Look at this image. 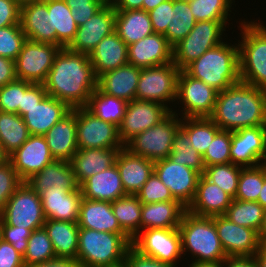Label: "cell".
Segmentation results:
<instances>
[{
    "label": "cell",
    "mask_w": 266,
    "mask_h": 267,
    "mask_svg": "<svg viewBox=\"0 0 266 267\" xmlns=\"http://www.w3.org/2000/svg\"><path fill=\"white\" fill-rule=\"evenodd\" d=\"M97 80L88 54L71 52L65 47L55 56L43 85L49 96L73 109L86 107L97 88Z\"/></svg>",
    "instance_id": "cell-1"
},
{
    "label": "cell",
    "mask_w": 266,
    "mask_h": 267,
    "mask_svg": "<svg viewBox=\"0 0 266 267\" xmlns=\"http://www.w3.org/2000/svg\"><path fill=\"white\" fill-rule=\"evenodd\" d=\"M209 118L227 131L266 125V90L240 81L218 92Z\"/></svg>",
    "instance_id": "cell-2"
},
{
    "label": "cell",
    "mask_w": 266,
    "mask_h": 267,
    "mask_svg": "<svg viewBox=\"0 0 266 267\" xmlns=\"http://www.w3.org/2000/svg\"><path fill=\"white\" fill-rule=\"evenodd\" d=\"M189 76L204 81L218 92L239 83V44L225 42L206 51L183 69Z\"/></svg>",
    "instance_id": "cell-3"
},
{
    "label": "cell",
    "mask_w": 266,
    "mask_h": 267,
    "mask_svg": "<svg viewBox=\"0 0 266 267\" xmlns=\"http://www.w3.org/2000/svg\"><path fill=\"white\" fill-rule=\"evenodd\" d=\"M132 239L126 233L79 228L77 260L81 267H107L124 262Z\"/></svg>",
    "instance_id": "cell-4"
},
{
    "label": "cell",
    "mask_w": 266,
    "mask_h": 267,
    "mask_svg": "<svg viewBox=\"0 0 266 267\" xmlns=\"http://www.w3.org/2000/svg\"><path fill=\"white\" fill-rule=\"evenodd\" d=\"M182 252L196 257L192 262H222L227 256L218 237L214 217L196 216L186 211L178 227Z\"/></svg>",
    "instance_id": "cell-5"
},
{
    "label": "cell",
    "mask_w": 266,
    "mask_h": 267,
    "mask_svg": "<svg viewBox=\"0 0 266 267\" xmlns=\"http://www.w3.org/2000/svg\"><path fill=\"white\" fill-rule=\"evenodd\" d=\"M242 42L239 41L240 80L266 90V26L241 21Z\"/></svg>",
    "instance_id": "cell-6"
},
{
    "label": "cell",
    "mask_w": 266,
    "mask_h": 267,
    "mask_svg": "<svg viewBox=\"0 0 266 267\" xmlns=\"http://www.w3.org/2000/svg\"><path fill=\"white\" fill-rule=\"evenodd\" d=\"M173 110L155 126L138 133L125 148L132 154L157 161L169 157L181 118Z\"/></svg>",
    "instance_id": "cell-7"
},
{
    "label": "cell",
    "mask_w": 266,
    "mask_h": 267,
    "mask_svg": "<svg viewBox=\"0 0 266 267\" xmlns=\"http://www.w3.org/2000/svg\"><path fill=\"white\" fill-rule=\"evenodd\" d=\"M226 24L227 20L197 21L189 34L173 47V63L183 70L206 51L222 43Z\"/></svg>",
    "instance_id": "cell-8"
},
{
    "label": "cell",
    "mask_w": 266,
    "mask_h": 267,
    "mask_svg": "<svg viewBox=\"0 0 266 267\" xmlns=\"http://www.w3.org/2000/svg\"><path fill=\"white\" fill-rule=\"evenodd\" d=\"M0 219L7 225L31 231L42 228L46 221L40 197L27 182L8 199Z\"/></svg>",
    "instance_id": "cell-9"
},
{
    "label": "cell",
    "mask_w": 266,
    "mask_h": 267,
    "mask_svg": "<svg viewBox=\"0 0 266 267\" xmlns=\"http://www.w3.org/2000/svg\"><path fill=\"white\" fill-rule=\"evenodd\" d=\"M180 69L173 63L142 68L136 89V99L166 106L177 99V78Z\"/></svg>",
    "instance_id": "cell-10"
},
{
    "label": "cell",
    "mask_w": 266,
    "mask_h": 267,
    "mask_svg": "<svg viewBox=\"0 0 266 267\" xmlns=\"http://www.w3.org/2000/svg\"><path fill=\"white\" fill-rule=\"evenodd\" d=\"M133 239L131 246L139 253L177 267L183 255L182 238L178 228L145 229Z\"/></svg>",
    "instance_id": "cell-11"
},
{
    "label": "cell",
    "mask_w": 266,
    "mask_h": 267,
    "mask_svg": "<svg viewBox=\"0 0 266 267\" xmlns=\"http://www.w3.org/2000/svg\"><path fill=\"white\" fill-rule=\"evenodd\" d=\"M61 47L26 40L15 60L17 79L43 84Z\"/></svg>",
    "instance_id": "cell-12"
},
{
    "label": "cell",
    "mask_w": 266,
    "mask_h": 267,
    "mask_svg": "<svg viewBox=\"0 0 266 267\" xmlns=\"http://www.w3.org/2000/svg\"><path fill=\"white\" fill-rule=\"evenodd\" d=\"M78 149L124 148L119 138V128L97 118L85 107L76 108Z\"/></svg>",
    "instance_id": "cell-13"
},
{
    "label": "cell",
    "mask_w": 266,
    "mask_h": 267,
    "mask_svg": "<svg viewBox=\"0 0 266 267\" xmlns=\"http://www.w3.org/2000/svg\"><path fill=\"white\" fill-rule=\"evenodd\" d=\"M217 94L218 91L204 81L180 70L177 78L176 100L180 99L179 101L184 105L181 118L209 117L213 113Z\"/></svg>",
    "instance_id": "cell-14"
},
{
    "label": "cell",
    "mask_w": 266,
    "mask_h": 267,
    "mask_svg": "<svg viewBox=\"0 0 266 267\" xmlns=\"http://www.w3.org/2000/svg\"><path fill=\"white\" fill-rule=\"evenodd\" d=\"M154 173L169 188L173 198L188 208L194 200L201 174L169 157L154 162Z\"/></svg>",
    "instance_id": "cell-15"
},
{
    "label": "cell",
    "mask_w": 266,
    "mask_h": 267,
    "mask_svg": "<svg viewBox=\"0 0 266 267\" xmlns=\"http://www.w3.org/2000/svg\"><path fill=\"white\" fill-rule=\"evenodd\" d=\"M115 26L116 10L109 2L77 28L74 39L66 48L89 55L104 37L115 32Z\"/></svg>",
    "instance_id": "cell-16"
},
{
    "label": "cell",
    "mask_w": 266,
    "mask_h": 267,
    "mask_svg": "<svg viewBox=\"0 0 266 267\" xmlns=\"http://www.w3.org/2000/svg\"><path fill=\"white\" fill-rule=\"evenodd\" d=\"M171 111L164 105L134 99L128 102L125 115L119 128V138L125 146L138 133H141L163 120Z\"/></svg>",
    "instance_id": "cell-17"
},
{
    "label": "cell",
    "mask_w": 266,
    "mask_h": 267,
    "mask_svg": "<svg viewBox=\"0 0 266 267\" xmlns=\"http://www.w3.org/2000/svg\"><path fill=\"white\" fill-rule=\"evenodd\" d=\"M266 154V125L231 131V163L256 167Z\"/></svg>",
    "instance_id": "cell-18"
},
{
    "label": "cell",
    "mask_w": 266,
    "mask_h": 267,
    "mask_svg": "<svg viewBox=\"0 0 266 267\" xmlns=\"http://www.w3.org/2000/svg\"><path fill=\"white\" fill-rule=\"evenodd\" d=\"M218 237L227 257L254 256L261 242L254 229L239 226L226 216H214Z\"/></svg>",
    "instance_id": "cell-19"
},
{
    "label": "cell",
    "mask_w": 266,
    "mask_h": 267,
    "mask_svg": "<svg viewBox=\"0 0 266 267\" xmlns=\"http://www.w3.org/2000/svg\"><path fill=\"white\" fill-rule=\"evenodd\" d=\"M8 157L24 182L55 160L44 135H30L21 147Z\"/></svg>",
    "instance_id": "cell-20"
},
{
    "label": "cell",
    "mask_w": 266,
    "mask_h": 267,
    "mask_svg": "<svg viewBox=\"0 0 266 267\" xmlns=\"http://www.w3.org/2000/svg\"><path fill=\"white\" fill-rule=\"evenodd\" d=\"M173 62V47L162 34L153 33L128 45V64L148 68Z\"/></svg>",
    "instance_id": "cell-21"
},
{
    "label": "cell",
    "mask_w": 266,
    "mask_h": 267,
    "mask_svg": "<svg viewBox=\"0 0 266 267\" xmlns=\"http://www.w3.org/2000/svg\"><path fill=\"white\" fill-rule=\"evenodd\" d=\"M20 25L26 40L56 45V30L51 28L47 0L22 5Z\"/></svg>",
    "instance_id": "cell-22"
},
{
    "label": "cell",
    "mask_w": 266,
    "mask_h": 267,
    "mask_svg": "<svg viewBox=\"0 0 266 267\" xmlns=\"http://www.w3.org/2000/svg\"><path fill=\"white\" fill-rule=\"evenodd\" d=\"M46 220L77 222L82 192H69L64 188L49 187L39 194Z\"/></svg>",
    "instance_id": "cell-23"
},
{
    "label": "cell",
    "mask_w": 266,
    "mask_h": 267,
    "mask_svg": "<svg viewBox=\"0 0 266 267\" xmlns=\"http://www.w3.org/2000/svg\"><path fill=\"white\" fill-rule=\"evenodd\" d=\"M76 130V108H73L44 135L55 160L71 161L78 150Z\"/></svg>",
    "instance_id": "cell-24"
},
{
    "label": "cell",
    "mask_w": 266,
    "mask_h": 267,
    "mask_svg": "<svg viewBox=\"0 0 266 267\" xmlns=\"http://www.w3.org/2000/svg\"><path fill=\"white\" fill-rule=\"evenodd\" d=\"M232 200L228 193L201 175L194 200L187 211L201 217L221 216L225 215Z\"/></svg>",
    "instance_id": "cell-25"
},
{
    "label": "cell",
    "mask_w": 266,
    "mask_h": 267,
    "mask_svg": "<svg viewBox=\"0 0 266 267\" xmlns=\"http://www.w3.org/2000/svg\"><path fill=\"white\" fill-rule=\"evenodd\" d=\"M72 109L64 102L48 94L22 116L31 135H45Z\"/></svg>",
    "instance_id": "cell-26"
},
{
    "label": "cell",
    "mask_w": 266,
    "mask_h": 267,
    "mask_svg": "<svg viewBox=\"0 0 266 267\" xmlns=\"http://www.w3.org/2000/svg\"><path fill=\"white\" fill-rule=\"evenodd\" d=\"M126 194L136 195L154 172V161L134 155L125 147L115 162Z\"/></svg>",
    "instance_id": "cell-27"
},
{
    "label": "cell",
    "mask_w": 266,
    "mask_h": 267,
    "mask_svg": "<svg viewBox=\"0 0 266 267\" xmlns=\"http://www.w3.org/2000/svg\"><path fill=\"white\" fill-rule=\"evenodd\" d=\"M88 56L98 78L107 71L128 64V45L114 32L104 37Z\"/></svg>",
    "instance_id": "cell-28"
},
{
    "label": "cell",
    "mask_w": 266,
    "mask_h": 267,
    "mask_svg": "<svg viewBox=\"0 0 266 267\" xmlns=\"http://www.w3.org/2000/svg\"><path fill=\"white\" fill-rule=\"evenodd\" d=\"M141 68L126 64L98 77L97 87L107 95L126 100L136 99V89Z\"/></svg>",
    "instance_id": "cell-29"
},
{
    "label": "cell",
    "mask_w": 266,
    "mask_h": 267,
    "mask_svg": "<svg viewBox=\"0 0 266 267\" xmlns=\"http://www.w3.org/2000/svg\"><path fill=\"white\" fill-rule=\"evenodd\" d=\"M121 149H78L70 161L77 184L80 186L89 177L115 165Z\"/></svg>",
    "instance_id": "cell-30"
},
{
    "label": "cell",
    "mask_w": 266,
    "mask_h": 267,
    "mask_svg": "<svg viewBox=\"0 0 266 267\" xmlns=\"http://www.w3.org/2000/svg\"><path fill=\"white\" fill-rule=\"evenodd\" d=\"M79 187L82 197L90 200L114 202L127 195L116 164L89 177Z\"/></svg>",
    "instance_id": "cell-31"
},
{
    "label": "cell",
    "mask_w": 266,
    "mask_h": 267,
    "mask_svg": "<svg viewBox=\"0 0 266 267\" xmlns=\"http://www.w3.org/2000/svg\"><path fill=\"white\" fill-rule=\"evenodd\" d=\"M79 228L108 233H125L115 217L111 202L82 198L77 220Z\"/></svg>",
    "instance_id": "cell-32"
},
{
    "label": "cell",
    "mask_w": 266,
    "mask_h": 267,
    "mask_svg": "<svg viewBox=\"0 0 266 267\" xmlns=\"http://www.w3.org/2000/svg\"><path fill=\"white\" fill-rule=\"evenodd\" d=\"M26 182L38 195L53 186L64 188L69 192L80 188L71 163L64 160H54Z\"/></svg>",
    "instance_id": "cell-33"
},
{
    "label": "cell",
    "mask_w": 266,
    "mask_h": 267,
    "mask_svg": "<svg viewBox=\"0 0 266 267\" xmlns=\"http://www.w3.org/2000/svg\"><path fill=\"white\" fill-rule=\"evenodd\" d=\"M186 211L178 200L142 204L141 230L178 228Z\"/></svg>",
    "instance_id": "cell-34"
},
{
    "label": "cell",
    "mask_w": 266,
    "mask_h": 267,
    "mask_svg": "<svg viewBox=\"0 0 266 267\" xmlns=\"http://www.w3.org/2000/svg\"><path fill=\"white\" fill-rule=\"evenodd\" d=\"M115 32L131 45L154 33L148 12L142 9L116 10Z\"/></svg>",
    "instance_id": "cell-35"
},
{
    "label": "cell",
    "mask_w": 266,
    "mask_h": 267,
    "mask_svg": "<svg viewBox=\"0 0 266 267\" xmlns=\"http://www.w3.org/2000/svg\"><path fill=\"white\" fill-rule=\"evenodd\" d=\"M45 228L56 257L77 258L79 226L77 222L46 220Z\"/></svg>",
    "instance_id": "cell-36"
},
{
    "label": "cell",
    "mask_w": 266,
    "mask_h": 267,
    "mask_svg": "<svg viewBox=\"0 0 266 267\" xmlns=\"http://www.w3.org/2000/svg\"><path fill=\"white\" fill-rule=\"evenodd\" d=\"M127 104L126 100L107 95L97 87L85 108L97 118L119 127L125 115Z\"/></svg>",
    "instance_id": "cell-37"
},
{
    "label": "cell",
    "mask_w": 266,
    "mask_h": 267,
    "mask_svg": "<svg viewBox=\"0 0 266 267\" xmlns=\"http://www.w3.org/2000/svg\"><path fill=\"white\" fill-rule=\"evenodd\" d=\"M47 7L51 28L56 30V45L65 48L74 39L78 26L64 0H47Z\"/></svg>",
    "instance_id": "cell-38"
},
{
    "label": "cell",
    "mask_w": 266,
    "mask_h": 267,
    "mask_svg": "<svg viewBox=\"0 0 266 267\" xmlns=\"http://www.w3.org/2000/svg\"><path fill=\"white\" fill-rule=\"evenodd\" d=\"M30 135L19 114L0 112V145L8 156L21 147Z\"/></svg>",
    "instance_id": "cell-39"
},
{
    "label": "cell",
    "mask_w": 266,
    "mask_h": 267,
    "mask_svg": "<svg viewBox=\"0 0 266 267\" xmlns=\"http://www.w3.org/2000/svg\"><path fill=\"white\" fill-rule=\"evenodd\" d=\"M111 207L120 227L131 239L141 232L142 203L136 195L118 198L111 202Z\"/></svg>",
    "instance_id": "cell-40"
},
{
    "label": "cell",
    "mask_w": 266,
    "mask_h": 267,
    "mask_svg": "<svg viewBox=\"0 0 266 267\" xmlns=\"http://www.w3.org/2000/svg\"><path fill=\"white\" fill-rule=\"evenodd\" d=\"M180 127L188 134L191 146L201 156L221 130L209 117L182 118Z\"/></svg>",
    "instance_id": "cell-41"
},
{
    "label": "cell",
    "mask_w": 266,
    "mask_h": 267,
    "mask_svg": "<svg viewBox=\"0 0 266 267\" xmlns=\"http://www.w3.org/2000/svg\"><path fill=\"white\" fill-rule=\"evenodd\" d=\"M265 209L257 201L233 199L224 216L231 222L260 232Z\"/></svg>",
    "instance_id": "cell-42"
},
{
    "label": "cell",
    "mask_w": 266,
    "mask_h": 267,
    "mask_svg": "<svg viewBox=\"0 0 266 267\" xmlns=\"http://www.w3.org/2000/svg\"><path fill=\"white\" fill-rule=\"evenodd\" d=\"M196 22L188 0H173L172 21L164 36L174 47L189 34Z\"/></svg>",
    "instance_id": "cell-43"
},
{
    "label": "cell",
    "mask_w": 266,
    "mask_h": 267,
    "mask_svg": "<svg viewBox=\"0 0 266 267\" xmlns=\"http://www.w3.org/2000/svg\"><path fill=\"white\" fill-rule=\"evenodd\" d=\"M169 158L203 175L205 166L202 156L193 149L188 134L180 127L174 137Z\"/></svg>",
    "instance_id": "cell-44"
},
{
    "label": "cell",
    "mask_w": 266,
    "mask_h": 267,
    "mask_svg": "<svg viewBox=\"0 0 266 267\" xmlns=\"http://www.w3.org/2000/svg\"><path fill=\"white\" fill-rule=\"evenodd\" d=\"M242 168L232 163L215 164L205 167L203 176L234 199L238 190V180Z\"/></svg>",
    "instance_id": "cell-45"
},
{
    "label": "cell",
    "mask_w": 266,
    "mask_h": 267,
    "mask_svg": "<svg viewBox=\"0 0 266 267\" xmlns=\"http://www.w3.org/2000/svg\"><path fill=\"white\" fill-rule=\"evenodd\" d=\"M55 251L44 227L32 231L23 256L25 266L55 258Z\"/></svg>",
    "instance_id": "cell-46"
},
{
    "label": "cell",
    "mask_w": 266,
    "mask_h": 267,
    "mask_svg": "<svg viewBox=\"0 0 266 267\" xmlns=\"http://www.w3.org/2000/svg\"><path fill=\"white\" fill-rule=\"evenodd\" d=\"M265 179V171L260 165L242 168L238 180V190L234 199L257 201Z\"/></svg>",
    "instance_id": "cell-47"
},
{
    "label": "cell",
    "mask_w": 266,
    "mask_h": 267,
    "mask_svg": "<svg viewBox=\"0 0 266 267\" xmlns=\"http://www.w3.org/2000/svg\"><path fill=\"white\" fill-rule=\"evenodd\" d=\"M196 21L228 20L234 0H188Z\"/></svg>",
    "instance_id": "cell-48"
},
{
    "label": "cell",
    "mask_w": 266,
    "mask_h": 267,
    "mask_svg": "<svg viewBox=\"0 0 266 267\" xmlns=\"http://www.w3.org/2000/svg\"><path fill=\"white\" fill-rule=\"evenodd\" d=\"M231 131L220 130L202 156L205 167L231 163Z\"/></svg>",
    "instance_id": "cell-49"
},
{
    "label": "cell",
    "mask_w": 266,
    "mask_h": 267,
    "mask_svg": "<svg viewBox=\"0 0 266 267\" xmlns=\"http://www.w3.org/2000/svg\"><path fill=\"white\" fill-rule=\"evenodd\" d=\"M26 36L21 25H10L0 28V56L16 60Z\"/></svg>",
    "instance_id": "cell-50"
},
{
    "label": "cell",
    "mask_w": 266,
    "mask_h": 267,
    "mask_svg": "<svg viewBox=\"0 0 266 267\" xmlns=\"http://www.w3.org/2000/svg\"><path fill=\"white\" fill-rule=\"evenodd\" d=\"M33 83L16 79L5 86L0 87V112L19 114L22 94Z\"/></svg>",
    "instance_id": "cell-51"
},
{
    "label": "cell",
    "mask_w": 266,
    "mask_h": 267,
    "mask_svg": "<svg viewBox=\"0 0 266 267\" xmlns=\"http://www.w3.org/2000/svg\"><path fill=\"white\" fill-rule=\"evenodd\" d=\"M142 204L175 200L158 176L153 172L143 187L136 193Z\"/></svg>",
    "instance_id": "cell-52"
},
{
    "label": "cell",
    "mask_w": 266,
    "mask_h": 267,
    "mask_svg": "<svg viewBox=\"0 0 266 267\" xmlns=\"http://www.w3.org/2000/svg\"><path fill=\"white\" fill-rule=\"evenodd\" d=\"M23 182L9 160L0 166V214L8 199Z\"/></svg>",
    "instance_id": "cell-53"
},
{
    "label": "cell",
    "mask_w": 266,
    "mask_h": 267,
    "mask_svg": "<svg viewBox=\"0 0 266 267\" xmlns=\"http://www.w3.org/2000/svg\"><path fill=\"white\" fill-rule=\"evenodd\" d=\"M70 8L77 26H81L90 19L106 2L104 0H64Z\"/></svg>",
    "instance_id": "cell-54"
},
{
    "label": "cell",
    "mask_w": 266,
    "mask_h": 267,
    "mask_svg": "<svg viewBox=\"0 0 266 267\" xmlns=\"http://www.w3.org/2000/svg\"><path fill=\"white\" fill-rule=\"evenodd\" d=\"M30 229H21L13 225H7L1 220V236L2 240L16 249L21 255L24 256L27 250L28 239L31 236Z\"/></svg>",
    "instance_id": "cell-55"
},
{
    "label": "cell",
    "mask_w": 266,
    "mask_h": 267,
    "mask_svg": "<svg viewBox=\"0 0 266 267\" xmlns=\"http://www.w3.org/2000/svg\"><path fill=\"white\" fill-rule=\"evenodd\" d=\"M173 0H166L149 11L154 33L166 34L168 24L172 21Z\"/></svg>",
    "instance_id": "cell-56"
},
{
    "label": "cell",
    "mask_w": 266,
    "mask_h": 267,
    "mask_svg": "<svg viewBox=\"0 0 266 267\" xmlns=\"http://www.w3.org/2000/svg\"><path fill=\"white\" fill-rule=\"evenodd\" d=\"M21 6L15 0H0V28L20 25Z\"/></svg>",
    "instance_id": "cell-57"
},
{
    "label": "cell",
    "mask_w": 266,
    "mask_h": 267,
    "mask_svg": "<svg viewBox=\"0 0 266 267\" xmlns=\"http://www.w3.org/2000/svg\"><path fill=\"white\" fill-rule=\"evenodd\" d=\"M126 267H172L152 257L143 255L130 246L125 255Z\"/></svg>",
    "instance_id": "cell-58"
},
{
    "label": "cell",
    "mask_w": 266,
    "mask_h": 267,
    "mask_svg": "<svg viewBox=\"0 0 266 267\" xmlns=\"http://www.w3.org/2000/svg\"><path fill=\"white\" fill-rule=\"evenodd\" d=\"M47 92L43 84H32L22 94L21 105H19V115L22 117L28 108L38 104L45 96Z\"/></svg>",
    "instance_id": "cell-59"
},
{
    "label": "cell",
    "mask_w": 266,
    "mask_h": 267,
    "mask_svg": "<svg viewBox=\"0 0 266 267\" xmlns=\"http://www.w3.org/2000/svg\"><path fill=\"white\" fill-rule=\"evenodd\" d=\"M0 267H25L23 255L3 240L0 241Z\"/></svg>",
    "instance_id": "cell-60"
},
{
    "label": "cell",
    "mask_w": 266,
    "mask_h": 267,
    "mask_svg": "<svg viewBox=\"0 0 266 267\" xmlns=\"http://www.w3.org/2000/svg\"><path fill=\"white\" fill-rule=\"evenodd\" d=\"M17 79L15 61L0 56V87Z\"/></svg>",
    "instance_id": "cell-61"
},
{
    "label": "cell",
    "mask_w": 266,
    "mask_h": 267,
    "mask_svg": "<svg viewBox=\"0 0 266 267\" xmlns=\"http://www.w3.org/2000/svg\"><path fill=\"white\" fill-rule=\"evenodd\" d=\"M25 267H81V264L75 258L55 257L48 261Z\"/></svg>",
    "instance_id": "cell-62"
},
{
    "label": "cell",
    "mask_w": 266,
    "mask_h": 267,
    "mask_svg": "<svg viewBox=\"0 0 266 267\" xmlns=\"http://www.w3.org/2000/svg\"><path fill=\"white\" fill-rule=\"evenodd\" d=\"M223 267H257L254 256L227 257Z\"/></svg>",
    "instance_id": "cell-63"
},
{
    "label": "cell",
    "mask_w": 266,
    "mask_h": 267,
    "mask_svg": "<svg viewBox=\"0 0 266 267\" xmlns=\"http://www.w3.org/2000/svg\"><path fill=\"white\" fill-rule=\"evenodd\" d=\"M115 10L142 9L143 0H111Z\"/></svg>",
    "instance_id": "cell-64"
},
{
    "label": "cell",
    "mask_w": 266,
    "mask_h": 267,
    "mask_svg": "<svg viewBox=\"0 0 266 267\" xmlns=\"http://www.w3.org/2000/svg\"><path fill=\"white\" fill-rule=\"evenodd\" d=\"M257 267H266V244H261L254 255Z\"/></svg>",
    "instance_id": "cell-65"
},
{
    "label": "cell",
    "mask_w": 266,
    "mask_h": 267,
    "mask_svg": "<svg viewBox=\"0 0 266 267\" xmlns=\"http://www.w3.org/2000/svg\"><path fill=\"white\" fill-rule=\"evenodd\" d=\"M166 0H143L142 10L149 12Z\"/></svg>",
    "instance_id": "cell-66"
},
{
    "label": "cell",
    "mask_w": 266,
    "mask_h": 267,
    "mask_svg": "<svg viewBox=\"0 0 266 267\" xmlns=\"http://www.w3.org/2000/svg\"><path fill=\"white\" fill-rule=\"evenodd\" d=\"M188 267H223L222 262H191Z\"/></svg>",
    "instance_id": "cell-67"
},
{
    "label": "cell",
    "mask_w": 266,
    "mask_h": 267,
    "mask_svg": "<svg viewBox=\"0 0 266 267\" xmlns=\"http://www.w3.org/2000/svg\"><path fill=\"white\" fill-rule=\"evenodd\" d=\"M257 202L266 209V179L264 180L263 187L260 190Z\"/></svg>",
    "instance_id": "cell-68"
},
{
    "label": "cell",
    "mask_w": 266,
    "mask_h": 267,
    "mask_svg": "<svg viewBox=\"0 0 266 267\" xmlns=\"http://www.w3.org/2000/svg\"><path fill=\"white\" fill-rule=\"evenodd\" d=\"M259 238H260L261 244H266V209L264 211V221H263L262 228L259 232Z\"/></svg>",
    "instance_id": "cell-69"
},
{
    "label": "cell",
    "mask_w": 266,
    "mask_h": 267,
    "mask_svg": "<svg viewBox=\"0 0 266 267\" xmlns=\"http://www.w3.org/2000/svg\"><path fill=\"white\" fill-rule=\"evenodd\" d=\"M9 160L8 155L3 151L2 146L0 145V166Z\"/></svg>",
    "instance_id": "cell-70"
},
{
    "label": "cell",
    "mask_w": 266,
    "mask_h": 267,
    "mask_svg": "<svg viewBox=\"0 0 266 267\" xmlns=\"http://www.w3.org/2000/svg\"><path fill=\"white\" fill-rule=\"evenodd\" d=\"M20 6L27 4V3H32L36 1H43V0H15Z\"/></svg>",
    "instance_id": "cell-71"
},
{
    "label": "cell",
    "mask_w": 266,
    "mask_h": 267,
    "mask_svg": "<svg viewBox=\"0 0 266 267\" xmlns=\"http://www.w3.org/2000/svg\"><path fill=\"white\" fill-rule=\"evenodd\" d=\"M260 166L264 169L265 174H266V154L262 158Z\"/></svg>",
    "instance_id": "cell-72"
},
{
    "label": "cell",
    "mask_w": 266,
    "mask_h": 267,
    "mask_svg": "<svg viewBox=\"0 0 266 267\" xmlns=\"http://www.w3.org/2000/svg\"><path fill=\"white\" fill-rule=\"evenodd\" d=\"M107 267H126L125 263L122 262L120 264L114 265V266H107Z\"/></svg>",
    "instance_id": "cell-73"
},
{
    "label": "cell",
    "mask_w": 266,
    "mask_h": 267,
    "mask_svg": "<svg viewBox=\"0 0 266 267\" xmlns=\"http://www.w3.org/2000/svg\"><path fill=\"white\" fill-rule=\"evenodd\" d=\"M2 240V236H1V219H0V241Z\"/></svg>",
    "instance_id": "cell-74"
},
{
    "label": "cell",
    "mask_w": 266,
    "mask_h": 267,
    "mask_svg": "<svg viewBox=\"0 0 266 267\" xmlns=\"http://www.w3.org/2000/svg\"><path fill=\"white\" fill-rule=\"evenodd\" d=\"M106 3H109V2H111V0H104Z\"/></svg>",
    "instance_id": "cell-75"
}]
</instances>
